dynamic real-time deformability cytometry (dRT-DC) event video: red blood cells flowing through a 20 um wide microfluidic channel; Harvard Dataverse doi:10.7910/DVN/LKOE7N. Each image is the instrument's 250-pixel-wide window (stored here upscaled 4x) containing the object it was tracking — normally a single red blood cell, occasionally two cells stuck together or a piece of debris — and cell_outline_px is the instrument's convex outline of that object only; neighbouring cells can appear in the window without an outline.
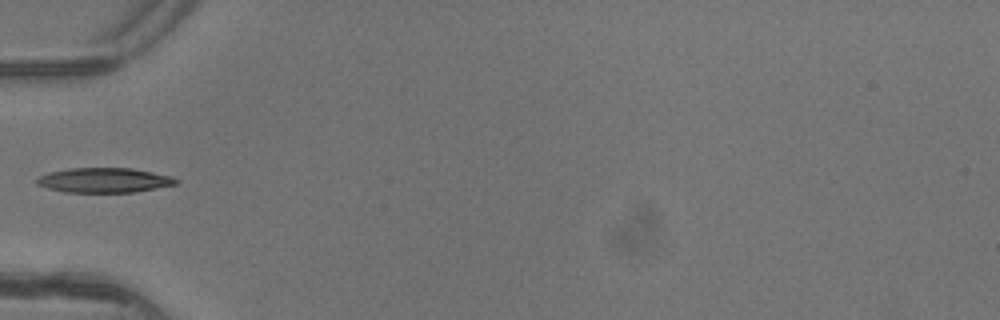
{"species": "common noctule bat (a hibernating species)", "species_latin": "Nyctalus noctula", "temperature_condition": "warm", "stored_images_in_passage": 5, "camera_frame_rate_fps": 3000, "um_per_image_px": 0.085, "animal": {"sex": "female"}, "frame": {"image": 1, "passage_image": 5, "time_ms": 1.333, "image_size_px": [1000, 320], "cell_outline_px": [[180, 180], [176, 184], [136, 192], [64, 192], [48, 188], [36, 184], [36, 180], [40, 176], [48, 172], [68, 168], [132, 168], [172, 176]], "centroid_in_image_um": [8.86, 15.31], "position_along_channel_um": 76.1, "area_um2": 20.11}}